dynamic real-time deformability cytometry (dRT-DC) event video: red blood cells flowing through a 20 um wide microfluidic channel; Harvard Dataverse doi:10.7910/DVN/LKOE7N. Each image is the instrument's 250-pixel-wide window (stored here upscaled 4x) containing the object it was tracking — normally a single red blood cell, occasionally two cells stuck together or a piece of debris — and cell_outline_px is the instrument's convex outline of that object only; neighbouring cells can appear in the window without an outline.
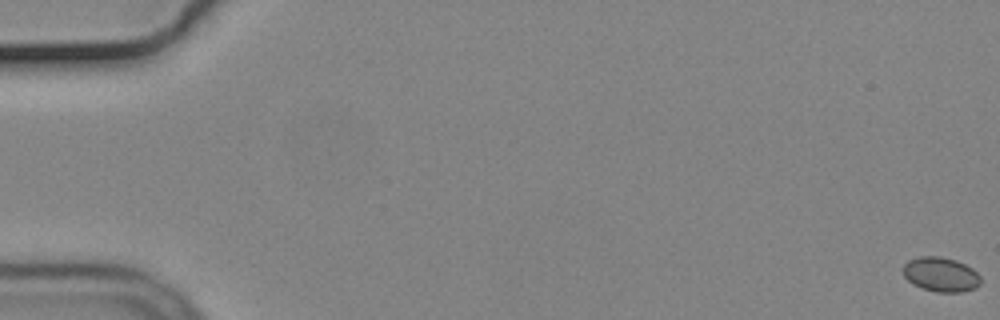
{"species": "common noctule bat (a hibernating species)", "species_latin": "Nyctalus noctula", "temperature_condition": "cold", "stored_images_in_passage": 59, "camera_frame_rate_fps": 3000, "um_per_image_px": 0.085, "animal": {"sex": "male", "body_mass_g": 19.2, "forearm_length_mm": 51.8}, "frame": {"image": 1, "passage_image": 1, "time_ms": 0.0, "image_size_px": [1000, 320], "cell_outline_px": [[980, 284], [976, 288], [960, 292], [936, 292], [912, 284], [904, 276], [904, 264], [908, 260], [920, 256], [940, 256], [956, 260], [972, 268], [980, 276]], "centroid_in_image_um": [79.97, 23.32], "position_along_channel_um": 5.0, "area_um2": 15.55}}
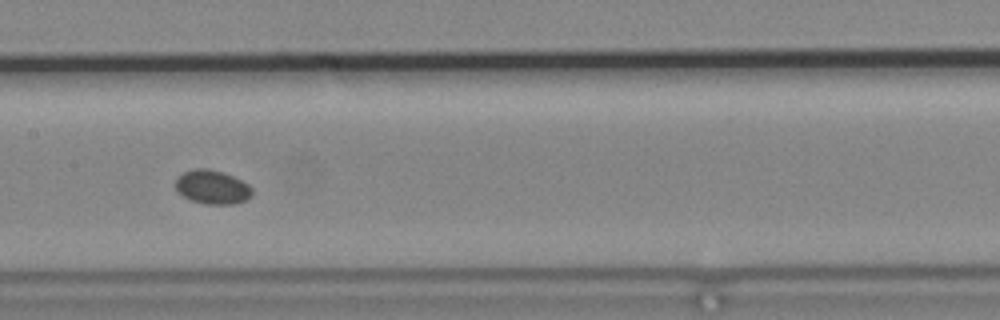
{"frame": {"image": 2, "passage_image": 30, "time_ms": 9.667, "image_size_px": [1000, 320], "cell_outline_px": [[252, 196], [248, 200], [232, 204], [204, 204], [192, 200], [184, 196], [176, 188], [176, 176], [184, 172], [196, 168], [208, 168], [232, 176], [248, 184], [252, 188]], "centroid_in_image_um": [18.06, 15.91], "position_along_channel_um": 189.3, "area_um2": 15.03}}
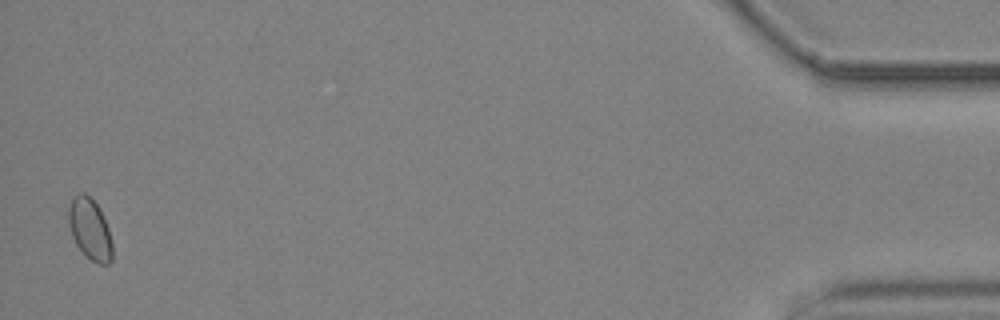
{"frame": {"image": 3, "passage_image": 57, "time_ms": 18.667, "image_size_px": [1000, 320], "cell_outline_px": [[112, 260], [108, 264], [100, 264], [92, 260], [76, 244], [72, 236], [68, 224], [68, 208], [72, 196], [80, 192], [84, 192], [100, 208], [108, 228], [112, 244]], "centroid_in_image_um": [7.63, 19.44], "position_along_channel_um": 427.6, "area_um2": 15.55}}